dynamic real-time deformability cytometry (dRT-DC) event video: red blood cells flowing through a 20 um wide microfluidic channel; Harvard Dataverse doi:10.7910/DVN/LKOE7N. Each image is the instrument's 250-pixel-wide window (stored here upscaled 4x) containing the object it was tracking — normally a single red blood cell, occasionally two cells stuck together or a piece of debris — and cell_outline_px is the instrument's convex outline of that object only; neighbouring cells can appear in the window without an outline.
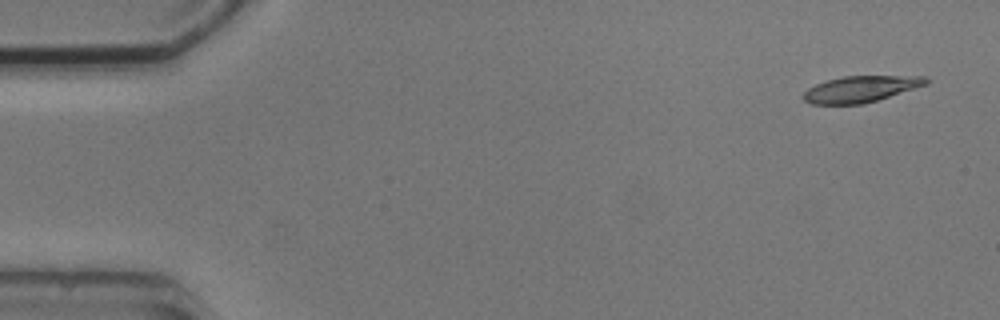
{"species": "common noctule bat (a hibernating species)", "species_latin": "Nyctalus noctula", "temperature_condition": "cold", "stored_images_in_passage": 6, "segment_of_instrument_passage": [1, 2], "camera_frame_rate_fps": 3000, "um_per_image_px": 0.085, "animal": {"sex": "male", "body_mass_g": 20.5, "forearm_length_mm": 52.5}, "frame": {"image": 1, "passage_image": 1, "time_ms": 0.0, "image_size_px": [1000, 320], "cell_outline_px": [[928, 84], [864, 104], [812, 104], [804, 100], [800, 96], [808, 88], [816, 84], [828, 80], [844, 76], [928, 76]], "centroid_in_image_um": [73.15, 7.57], "position_along_channel_um": 11.9, "area_um2": 18.73}}